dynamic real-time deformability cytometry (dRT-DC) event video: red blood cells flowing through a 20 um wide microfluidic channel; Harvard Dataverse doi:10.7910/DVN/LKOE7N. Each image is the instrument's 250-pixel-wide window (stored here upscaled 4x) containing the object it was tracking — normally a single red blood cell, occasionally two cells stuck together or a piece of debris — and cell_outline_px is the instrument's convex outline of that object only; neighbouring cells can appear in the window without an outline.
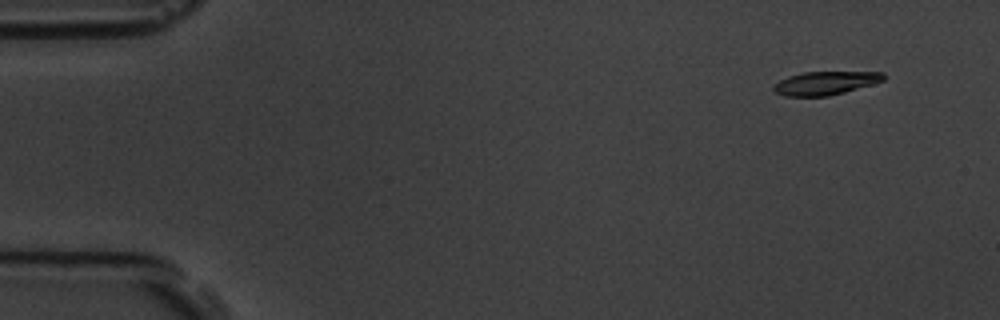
{"species": "common noctule bat (a hibernating species)", "species_latin": "Nyctalus noctula", "temperature_condition": "room temperature", "stored_images_in_passage": 10, "camera_frame_rate_fps": 3000, "um_per_image_px": 0.085, "animal": {"sex": "male", "body_mass_g": 19.5, "forearm_length_mm": 54.6}, "frame": {"image": 1, "passage_image": 2, "time_ms": 1.333, "image_size_px": [1000, 320], "cell_outline_px": [[884, 80], [872, 84], [844, 92], [828, 96], [784, 96], [776, 92], [772, 88], [772, 84], [788, 76], [804, 72], [884, 72]], "centroid_in_image_um": [70.11, 7.06], "position_along_channel_um": 14.9, "area_um2": 14.91}}
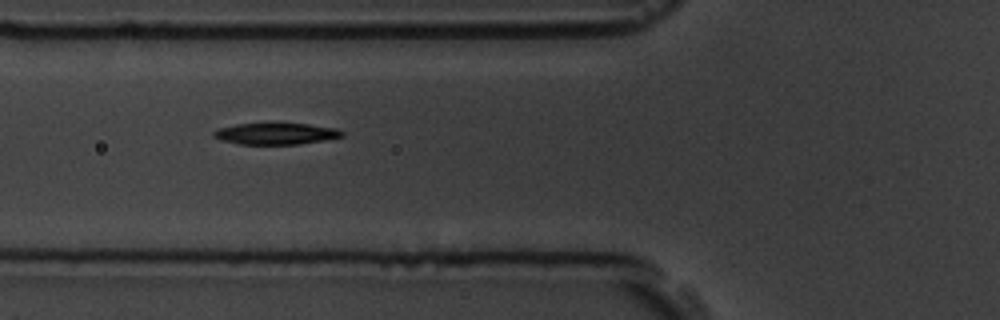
{"frame": {"image": 2, "passage_image": 6, "time_ms": 6.667, "image_size_px": [1000, 320], "cell_outline_px": [[344, 136], [324, 140], [300, 144], [240, 144], [220, 140], [212, 136], [212, 132], [220, 128], [236, 124], [308, 124], [336, 128], [344, 132]], "centroid_in_image_um": [23.45, 11.37], "position_along_channel_um": 102.4, "area_um2": 15.9}}
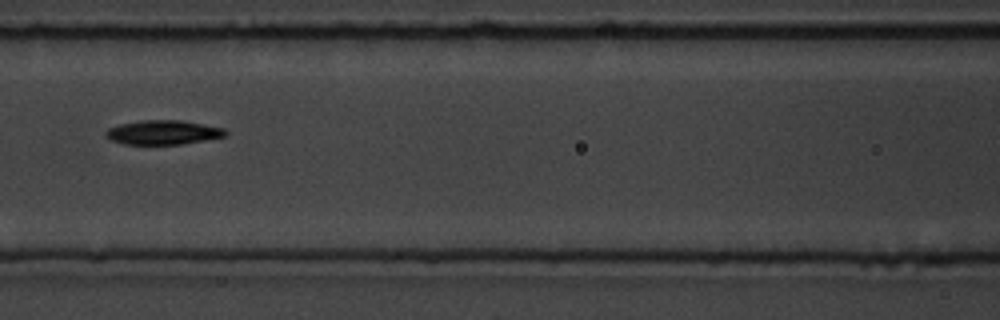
{"frame": {"image": 3, "passage_image": 7, "time_ms": 8.0, "image_size_px": [1000, 320], "cell_outline_px": [[228, 132], [224, 136], [204, 140], [180, 144], [124, 144], [112, 140], [104, 136], [104, 132], [108, 128], [120, 124], [140, 120], [180, 120], [224, 128]], "centroid_in_image_um": [13.82, 11.25], "position_along_channel_um": 152.8, "area_um2": 16.82}}